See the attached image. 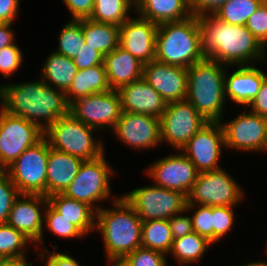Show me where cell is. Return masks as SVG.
Here are the masks:
<instances>
[{
	"label": "cell",
	"instance_id": "cell-31",
	"mask_svg": "<svg viewBox=\"0 0 267 266\" xmlns=\"http://www.w3.org/2000/svg\"><path fill=\"white\" fill-rule=\"evenodd\" d=\"M212 243L196 232L174 239L169 253L174 255L181 265L196 263Z\"/></svg>",
	"mask_w": 267,
	"mask_h": 266
},
{
	"label": "cell",
	"instance_id": "cell-42",
	"mask_svg": "<svg viewBox=\"0 0 267 266\" xmlns=\"http://www.w3.org/2000/svg\"><path fill=\"white\" fill-rule=\"evenodd\" d=\"M23 60L22 52L15 43L0 49V72L7 78L19 69Z\"/></svg>",
	"mask_w": 267,
	"mask_h": 266
},
{
	"label": "cell",
	"instance_id": "cell-3",
	"mask_svg": "<svg viewBox=\"0 0 267 266\" xmlns=\"http://www.w3.org/2000/svg\"><path fill=\"white\" fill-rule=\"evenodd\" d=\"M114 199V209L101 207L96 212L98 221L95 228L101 232L107 259L113 264L120 262L127 254L141 247L143 222L123 196Z\"/></svg>",
	"mask_w": 267,
	"mask_h": 266
},
{
	"label": "cell",
	"instance_id": "cell-29",
	"mask_svg": "<svg viewBox=\"0 0 267 266\" xmlns=\"http://www.w3.org/2000/svg\"><path fill=\"white\" fill-rule=\"evenodd\" d=\"M42 70L43 82L53 87L55 85L56 89L64 93L70 88L78 71L73 59L56 52L50 53Z\"/></svg>",
	"mask_w": 267,
	"mask_h": 266
},
{
	"label": "cell",
	"instance_id": "cell-1",
	"mask_svg": "<svg viewBox=\"0 0 267 266\" xmlns=\"http://www.w3.org/2000/svg\"><path fill=\"white\" fill-rule=\"evenodd\" d=\"M198 24L205 58L224 66H242L248 65L253 59H266L264 47L245 25L225 23L213 14L198 16Z\"/></svg>",
	"mask_w": 267,
	"mask_h": 266
},
{
	"label": "cell",
	"instance_id": "cell-16",
	"mask_svg": "<svg viewBox=\"0 0 267 266\" xmlns=\"http://www.w3.org/2000/svg\"><path fill=\"white\" fill-rule=\"evenodd\" d=\"M142 78L161 95L167 104L186 100L187 68L170 65L155 59L143 64Z\"/></svg>",
	"mask_w": 267,
	"mask_h": 266
},
{
	"label": "cell",
	"instance_id": "cell-36",
	"mask_svg": "<svg viewBox=\"0 0 267 266\" xmlns=\"http://www.w3.org/2000/svg\"><path fill=\"white\" fill-rule=\"evenodd\" d=\"M46 227L54 234L65 238H79L85 236L72 222L62 217L49 204L42 207Z\"/></svg>",
	"mask_w": 267,
	"mask_h": 266
},
{
	"label": "cell",
	"instance_id": "cell-56",
	"mask_svg": "<svg viewBox=\"0 0 267 266\" xmlns=\"http://www.w3.org/2000/svg\"><path fill=\"white\" fill-rule=\"evenodd\" d=\"M113 266H121V265H119L118 263H114V265Z\"/></svg>",
	"mask_w": 267,
	"mask_h": 266
},
{
	"label": "cell",
	"instance_id": "cell-5",
	"mask_svg": "<svg viewBox=\"0 0 267 266\" xmlns=\"http://www.w3.org/2000/svg\"><path fill=\"white\" fill-rule=\"evenodd\" d=\"M204 58L197 16L158 25L155 51L157 61L188 68Z\"/></svg>",
	"mask_w": 267,
	"mask_h": 266
},
{
	"label": "cell",
	"instance_id": "cell-4",
	"mask_svg": "<svg viewBox=\"0 0 267 266\" xmlns=\"http://www.w3.org/2000/svg\"><path fill=\"white\" fill-rule=\"evenodd\" d=\"M217 61L204 58L187 68L186 100L208 122H221L225 104V70Z\"/></svg>",
	"mask_w": 267,
	"mask_h": 266
},
{
	"label": "cell",
	"instance_id": "cell-47",
	"mask_svg": "<svg viewBox=\"0 0 267 266\" xmlns=\"http://www.w3.org/2000/svg\"><path fill=\"white\" fill-rule=\"evenodd\" d=\"M247 106L250 112L267 118V77L263 80L256 97Z\"/></svg>",
	"mask_w": 267,
	"mask_h": 266
},
{
	"label": "cell",
	"instance_id": "cell-34",
	"mask_svg": "<svg viewBox=\"0 0 267 266\" xmlns=\"http://www.w3.org/2000/svg\"><path fill=\"white\" fill-rule=\"evenodd\" d=\"M59 47L56 53L65 55L68 58H75L84 46V36L82 31V19L71 20L63 26L59 38Z\"/></svg>",
	"mask_w": 267,
	"mask_h": 266
},
{
	"label": "cell",
	"instance_id": "cell-52",
	"mask_svg": "<svg viewBox=\"0 0 267 266\" xmlns=\"http://www.w3.org/2000/svg\"><path fill=\"white\" fill-rule=\"evenodd\" d=\"M242 266H267V262H250V263H248V264H246V265H242Z\"/></svg>",
	"mask_w": 267,
	"mask_h": 266
},
{
	"label": "cell",
	"instance_id": "cell-20",
	"mask_svg": "<svg viewBox=\"0 0 267 266\" xmlns=\"http://www.w3.org/2000/svg\"><path fill=\"white\" fill-rule=\"evenodd\" d=\"M41 204L42 206L43 204H48L46 196L38 194H20L14 201L6 222L9 226L20 231L34 244L40 241L43 244L42 240L44 237L42 230L44 218L41 216Z\"/></svg>",
	"mask_w": 267,
	"mask_h": 266
},
{
	"label": "cell",
	"instance_id": "cell-2",
	"mask_svg": "<svg viewBox=\"0 0 267 266\" xmlns=\"http://www.w3.org/2000/svg\"><path fill=\"white\" fill-rule=\"evenodd\" d=\"M1 100V109L5 112L22 117L43 130L69 112L65 93L43 80L2 85Z\"/></svg>",
	"mask_w": 267,
	"mask_h": 266
},
{
	"label": "cell",
	"instance_id": "cell-22",
	"mask_svg": "<svg viewBox=\"0 0 267 266\" xmlns=\"http://www.w3.org/2000/svg\"><path fill=\"white\" fill-rule=\"evenodd\" d=\"M237 67L239 69L230 76L225 70V97L228 96L232 101L246 108L256 97L267 74L250 64Z\"/></svg>",
	"mask_w": 267,
	"mask_h": 266
},
{
	"label": "cell",
	"instance_id": "cell-40",
	"mask_svg": "<svg viewBox=\"0 0 267 266\" xmlns=\"http://www.w3.org/2000/svg\"><path fill=\"white\" fill-rule=\"evenodd\" d=\"M193 217H191L193 232L205 237L211 243L214 242V228H213V215L212 207L199 205Z\"/></svg>",
	"mask_w": 267,
	"mask_h": 266
},
{
	"label": "cell",
	"instance_id": "cell-39",
	"mask_svg": "<svg viewBox=\"0 0 267 266\" xmlns=\"http://www.w3.org/2000/svg\"><path fill=\"white\" fill-rule=\"evenodd\" d=\"M245 27L264 48H267V0H264L257 10L247 19Z\"/></svg>",
	"mask_w": 267,
	"mask_h": 266
},
{
	"label": "cell",
	"instance_id": "cell-6",
	"mask_svg": "<svg viewBox=\"0 0 267 266\" xmlns=\"http://www.w3.org/2000/svg\"><path fill=\"white\" fill-rule=\"evenodd\" d=\"M93 131L96 129L77 120L68 112L44 130V138L53 149L87 161L104 154L103 143L95 142Z\"/></svg>",
	"mask_w": 267,
	"mask_h": 266
},
{
	"label": "cell",
	"instance_id": "cell-38",
	"mask_svg": "<svg viewBox=\"0 0 267 266\" xmlns=\"http://www.w3.org/2000/svg\"><path fill=\"white\" fill-rule=\"evenodd\" d=\"M20 192L5 172L0 174V224H5L9 212Z\"/></svg>",
	"mask_w": 267,
	"mask_h": 266
},
{
	"label": "cell",
	"instance_id": "cell-33",
	"mask_svg": "<svg viewBox=\"0 0 267 266\" xmlns=\"http://www.w3.org/2000/svg\"><path fill=\"white\" fill-rule=\"evenodd\" d=\"M264 0H227L213 15L232 25H245Z\"/></svg>",
	"mask_w": 267,
	"mask_h": 266
},
{
	"label": "cell",
	"instance_id": "cell-55",
	"mask_svg": "<svg viewBox=\"0 0 267 266\" xmlns=\"http://www.w3.org/2000/svg\"><path fill=\"white\" fill-rule=\"evenodd\" d=\"M0 99H2V85H0Z\"/></svg>",
	"mask_w": 267,
	"mask_h": 266
},
{
	"label": "cell",
	"instance_id": "cell-15",
	"mask_svg": "<svg viewBox=\"0 0 267 266\" xmlns=\"http://www.w3.org/2000/svg\"><path fill=\"white\" fill-rule=\"evenodd\" d=\"M147 171L156 181L154 185L181 192L186 196L199 173L192 161L182 152L158 159Z\"/></svg>",
	"mask_w": 267,
	"mask_h": 266
},
{
	"label": "cell",
	"instance_id": "cell-26",
	"mask_svg": "<svg viewBox=\"0 0 267 266\" xmlns=\"http://www.w3.org/2000/svg\"><path fill=\"white\" fill-rule=\"evenodd\" d=\"M48 204L62 217L72 222L84 235L96 228V210L85 202L62 193L47 197Z\"/></svg>",
	"mask_w": 267,
	"mask_h": 266
},
{
	"label": "cell",
	"instance_id": "cell-46",
	"mask_svg": "<svg viewBox=\"0 0 267 266\" xmlns=\"http://www.w3.org/2000/svg\"><path fill=\"white\" fill-rule=\"evenodd\" d=\"M227 0H189L193 15L214 14Z\"/></svg>",
	"mask_w": 267,
	"mask_h": 266
},
{
	"label": "cell",
	"instance_id": "cell-54",
	"mask_svg": "<svg viewBox=\"0 0 267 266\" xmlns=\"http://www.w3.org/2000/svg\"><path fill=\"white\" fill-rule=\"evenodd\" d=\"M5 172H6V169L0 163V174L5 173Z\"/></svg>",
	"mask_w": 267,
	"mask_h": 266
},
{
	"label": "cell",
	"instance_id": "cell-7",
	"mask_svg": "<svg viewBox=\"0 0 267 266\" xmlns=\"http://www.w3.org/2000/svg\"><path fill=\"white\" fill-rule=\"evenodd\" d=\"M225 171L219 168L198 173L187 196L186 210L194 209L195 204L211 207L236 206L243 199V191L236 180Z\"/></svg>",
	"mask_w": 267,
	"mask_h": 266
},
{
	"label": "cell",
	"instance_id": "cell-14",
	"mask_svg": "<svg viewBox=\"0 0 267 266\" xmlns=\"http://www.w3.org/2000/svg\"><path fill=\"white\" fill-rule=\"evenodd\" d=\"M225 146L221 122H208L181 149L200 172L221 168L218 160Z\"/></svg>",
	"mask_w": 267,
	"mask_h": 266
},
{
	"label": "cell",
	"instance_id": "cell-21",
	"mask_svg": "<svg viewBox=\"0 0 267 266\" xmlns=\"http://www.w3.org/2000/svg\"><path fill=\"white\" fill-rule=\"evenodd\" d=\"M122 111L146 114L160 118L166 102L143 78L120 87L118 90Z\"/></svg>",
	"mask_w": 267,
	"mask_h": 266
},
{
	"label": "cell",
	"instance_id": "cell-13",
	"mask_svg": "<svg viewBox=\"0 0 267 266\" xmlns=\"http://www.w3.org/2000/svg\"><path fill=\"white\" fill-rule=\"evenodd\" d=\"M69 113L97 132L105 127L113 130L122 113L120 95L111 89L79 98L69 105Z\"/></svg>",
	"mask_w": 267,
	"mask_h": 266
},
{
	"label": "cell",
	"instance_id": "cell-37",
	"mask_svg": "<svg viewBox=\"0 0 267 266\" xmlns=\"http://www.w3.org/2000/svg\"><path fill=\"white\" fill-rule=\"evenodd\" d=\"M121 266H167L165 254L143 247L136 248L120 262Z\"/></svg>",
	"mask_w": 267,
	"mask_h": 266
},
{
	"label": "cell",
	"instance_id": "cell-44",
	"mask_svg": "<svg viewBox=\"0 0 267 266\" xmlns=\"http://www.w3.org/2000/svg\"><path fill=\"white\" fill-rule=\"evenodd\" d=\"M72 14V20L89 18L94 7V0H63Z\"/></svg>",
	"mask_w": 267,
	"mask_h": 266
},
{
	"label": "cell",
	"instance_id": "cell-41",
	"mask_svg": "<svg viewBox=\"0 0 267 266\" xmlns=\"http://www.w3.org/2000/svg\"><path fill=\"white\" fill-rule=\"evenodd\" d=\"M214 243L225 236L234 223L233 206H213Z\"/></svg>",
	"mask_w": 267,
	"mask_h": 266
},
{
	"label": "cell",
	"instance_id": "cell-32",
	"mask_svg": "<svg viewBox=\"0 0 267 266\" xmlns=\"http://www.w3.org/2000/svg\"><path fill=\"white\" fill-rule=\"evenodd\" d=\"M135 7V0H94V7L89 19L121 26L129 19L128 11Z\"/></svg>",
	"mask_w": 267,
	"mask_h": 266
},
{
	"label": "cell",
	"instance_id": "cell-17",
	"mask_svg": "<svg viewBox=\"0 0 267 266\" xmlns=\"http://www.w3.org/2000/svg\"><path fill=\"white\" fill-rule=\"evenodd\" d=\"M225 146L242 151H262L267 133V118L252 112L241 113L226 122H221Z\"/></svg>",
	"mask_w": 267,
	"mask_h": 266
},
{
	"label": "cell",
	"instance_id": "cell-45",
	"mask_svg": "<svg viewBox=\"0 0 267 266\" xmlns=\"http://www.w3.org/2000/svg\"><path fill=\"white\" fill-rule=\"evenodd\" d=\"M180 214L182 213H179L178 216L175 214V216L169 219L173 240L193 232L191 217L182 216Z\"/></svg>",
	"mask_w": 267,
	"mask_h": 266
},
{
	"label": "cell",
	"instance_id": "cell-23",
	"mask_svg": "<svg viewBox=\"0 0 267 266\" xmlns=\"http://www.w3.org/2000/svg\"><path fill=\"white\" fill-rule=\"evenodd\" d=\"M83 160L49 146L46 197L63 193L75 179Z\"/></svg>",
	"mask_w": 267,
	"mask_h": 266
},
{
	"label": "cell",
	"instance_id": "cell-9",
	"mask_svg": "<svg viewBox=\"0 0 267 266\" xmlns=\"http://www.w3.org/2000/svg\"><path fill=\"white\" fill-rule=\"evenodd\" d=\"M49 143L43 138L27 148L8 168L6 173L20 194L46 196V176Z\"/></svg>",
	"mask_w": 267,
	"mask_h": 266
},
{
	"label": "cell",
	"instance_id": "cell-30",
	"mask_svg": "<svg viewBox=\"0 0 267 266\" xmlns=\"http://www.w3.org/2000/svg\"><path fill=\"white\" fill-rule=\"evenodd\" d=\"M172 243L169 219L142 222L141 247L169 254Z\"/></svg>",
	"mask_w": 267,
	"mask_h": 266
},
{
	"label": "cell",
	"instance_id": "cell-10",
	"mask_svg": "<svg viewBox=\"0 0 267 266\" xmlns=\"http://www.w3.org/2000/svg\"><path fill=\"white\" fill-rule=\"evenodd\" d=\"M104 156L105 154L93 160L83 161L75 179L62 194L85 202L98 211L101 207H95V202L111 196L109 178L114 173Z\"/></svg>",
	"mask_w": 267,
	"mask_h": 266
},
{
	"label": "cell",
	"instance_id": "cell-49",
	"mask_svg": "<svg viewBox=\"0 0 267 266\" xmlns=\"http://www.w3.org/2000/svg\"><path fill=\"white\" fill-rule=\"evenodd\" d=\"M20 0H0V23H12L17 16Z\"/></svg>",
	"mask_w": 267,
	"mask_h": 266
},
{
	"label": "cell",
	"instance_id": "cell-8",
	"mask_svg": "<svg viewBox=\"0 0 267 266\" xmlns=\"http://www.w3.org/2000/svg\"><path fill=\"white\" fill-rule=\"evenodd\" d=\"M123 198L135 209L143 222L170 219L175 214L187 211L185 194L157 185L134 189L123 195Z\"/></svg>",
	"mask_w": 267,
	"mask_h": 266
},
{
	"label": "cell",
	"instance_id": "cell-18",
	"mask_svg": "<svg viewBox=\"0 0 267 266\" xmlns=\"http://www.w3.org/2000/svg\"><path fill=\"white\" fill-rule=\"evenodd\" d=\"M160 118L122 111L113 131L124 144L136 149L157 147L161 142Z\"/></svg>",
	"mask_w": 267,
	"mask_h": 266
},
{
	"label": "cell",
	"instance_id": "cell-25",
	"mask_svg": "<svg viewBox=\"0 0 267 266\" xmlns=\"http://www.w3.org/2000/svg\"><path fill=\"white\" fill-rule=\"evenodd\" d=\"M137 13L157 25L191 17L189 0H135Z\"/></svg>",
	"mask_w": 267,
	"mask_h": 266
},
{
	"label": "cell",
	"instance_id": "cell-27",
	"mask_svg": "<svg viewBox=\"0 0 267 266\" xmlns=\"http://www.w3.org/2000/svg\"><path fill=\"white\" fill-rule=\"evenodd\" d=\"M111 90L104 65H97L83 70H78L73 82L65 93L67 104L75 100L101 92Z\"/></svg>",
	"mask_w": 267,
	"mask_h": 266
},
{
	"label": "cell",
	"instance_id": "cell-51",
	"mask_svg": "<svg viewBox=\"0 0 267 266\" xmlns=\"http://www.w3.org/2000/svg\"><path fill=\"white\" fill-rule=\"evenodd\" d=\"M0 266H32V263L26 262L25 257L23 258H1Z\"/></svg>",
	"mask_w": 267,
	"mask_h": 266
},
{
	"label": "cell",
	"instance_id": "cell-48",
	"mask_svg": "<svg viewBox=\"0 0 267 266\" xmlns=\"http://www.w3.org/2000/svg\"><path fill=\"white\" fill-rule=\"evenodd\" d=\"M44 252V253H43ZM46 251L41 250L40 255L41 259L46 263V266H80L79 263L70 255H66V253H60L58 251L47 253L49 257L47 261L43 259Z\"/></svg>",
	"mask_w": 267,
	"mask_h": 266
},
{
	"label": "cell",
	"instance_id": "cell-35",
	"mask_svg": "<svg viewBox=\"0 0 267 266\" xmlns=\"http://www.w3.org/2000/svg\"><path fill=\"white\" fill-rule=\"evenodd\" d=\"M31 242L20 231L7 223L0 224V257L1 258H23L25 247Z\"/></svg>",
	"mask_w": 267,
	"mask_h": 266
},
{
	"label": "cell",
	"instance_id": "cell-24",
	"mask_svg": "<svg viewBox=\"0 0 267 266\" xmlns=\"http://www.w3.org/2000/svg\"><path fill=\"white\" fill-rule=\"evenodd\" d=\"M104 66L113 90L142 78L143 64L121 46L104 56Z\"/></svg>",
	"mask_w": 267,
	"mask_h": 266
},
{
	"label": "cell",
	"instance_id": "cell-43",
	"mask_svg": "<svg viewBox=\"0 0 267 266\" xmlns=\"http://www.w3.org/2000/svg\"><path fill=\"white\" fill-rule=\"evenodd\" d=\"M73 61L78 70H83L104 65V55L84 42L83 48L79 51L78 56L73 58Z\"/></svg>",
	"mask_w": 267,
	"mask_h": 266
},
{
	"label": "cell",
	"instance_id": "cell-53",
	"mask_svg": "<svg viewBox=\"0 0 267 266\" xmlns=\"http://www.w3.org/2000/svg\"><path fill=\"white\" fill-rule=\"evenodd\" d=\"M263 150L267 152V133H266V139H265V143H264V146H263Z\"/></svg>",
	"mask_w": 267,
	"mask_h": 266
},
{
	"label": "cell",
	"instance_id": "cell-11",
	"mask_svg": "<svg viewBox=\"0 0 267 266\" xmlns=\"http://www.w3.org/2000/svg\"><path fill=\"white\" fill-rule=\"evenodd\" d=\"M43 138L44 130L36 124L0 110V163L5 169Z\"/></svg>",
	"mask_w": 267,
	"mask_h": 266
},
{
	"label": "cell",
	"instance_id": "cell-19",
	"mask_svg": "<svg viewBox=\"0 0 267 266\" xmlns=\"http://www.w3.org/2000/svg\"><path fill=\"white\" fill-rule=\"evenodd\" d=\"M158 25L141 16L129 18L120 26L119 46L142 64L155 60Z\"/></svg>",
	"mask_w": 267,
	"mask_h": 266
},
{
	"label": "cell",
	"instance_id": "cell-28",
	"mask_svg": "<svg viewBox=\"0 0 267 266\" xmlns=\"http://www.w3.org/2000/svg\"><path fill=\"white\" fill-rule=\"evenodd\" d=\"M84 41L104 56L119 46L120 27L100 23L89 18L82 19Z\"/></svg>",
	"mask_w": 267,
	"mask_h": 266
},
{
	"label": "cell",
	"instance_id": "cell-50",
	"mask_svg": "<svg viewBox=\"0 0 267 266\" xmlns=\"http://www.w3.org/2000/svg\"><path fill=\"white\" fill-rule=\"evenodd\" d=\"M12 23H0V49L14 44V33L11 30Z\"/></svg>",
	"mask_w": 267,
	"mask_h": 266
},
{
	"label": "cell",
	"instance_id": "cell-12",
	"mask_svg": "<svg viewBox=\"0 0 267 266\" xmlns=\"http://www.w3.org/2000/svg\"><path fill=\"white\" fill-rule=\"evenodd\" d=\"M207 123L189 101L168 103L160 117L161 142L167 141L181 152L187 142Z\"/></svg>",
	"mask_w": 267,
	"mask_h": 266
}]
</instances>
